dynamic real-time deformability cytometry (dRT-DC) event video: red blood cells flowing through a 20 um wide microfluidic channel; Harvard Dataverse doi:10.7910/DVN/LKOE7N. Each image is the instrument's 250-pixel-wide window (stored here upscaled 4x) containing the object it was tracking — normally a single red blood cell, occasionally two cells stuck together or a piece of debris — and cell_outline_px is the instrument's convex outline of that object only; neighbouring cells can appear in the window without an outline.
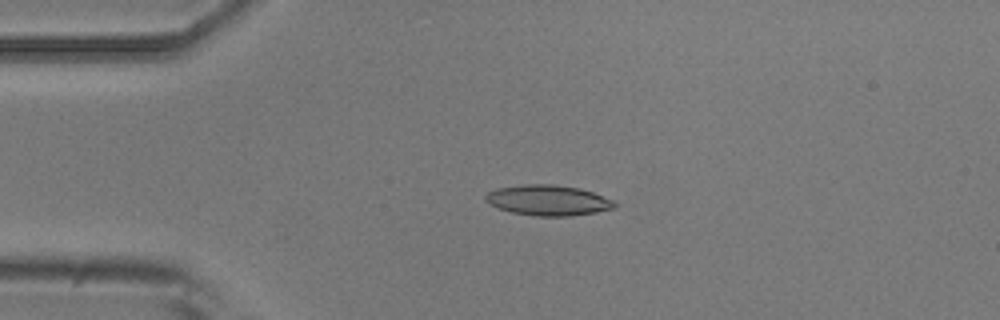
{"species": "common noctule bat (a hibernating species)", "species_latin": "Nyctalus noctula", "temperature_condition": "room temperature", "stored_images_in_passage": 6, "camera_frame_rate_fps": 3000, "um_per_image_px": 0.085, "animal": {"sex": "male", "body_mass_g": 20.5, "forearm_length_mm": 52.5}, "frame": {"image": 1, "passage_image": 4, "time_ms": 3.333, "image_size_px": [1000, 320], "cell_outline_px": [[616, 208], [596, 212], [568, 216], [536, 216], [512, 212], [496, 208], [484, 200], [484, 196], [488, 192], [496, 188], [524, 184], [552, 184], [580, 188], [592, 192], [612, 200], [616, 204]], "centroid_in_image_um": [46.55, 17.02], "position_along_channel_um": 38.5, "area_um2": 22.95}}
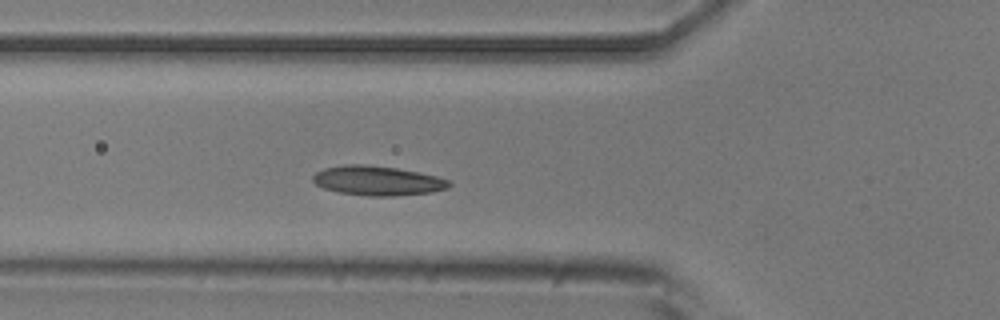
{"frame": {"image": 2, "passage_image": 6, "time_ms": 5.667, "image_size_px": [1000, 320], "cell_outline_px": [[452, 184], [448, 188], [432, 192], [396, 196], [368, 196], [340, 192], [324, 188], [316, 184], [312, 180], [312, 176], [316, 172], [324, 168], [344, 164], [364, 164], [396, 168], [420, 172], [436, 176], [448, 180]], "centroid_in_image_um": [32.09, 15.35], "position_along_channel_um": 93.7, "area_um2": 23.47}}